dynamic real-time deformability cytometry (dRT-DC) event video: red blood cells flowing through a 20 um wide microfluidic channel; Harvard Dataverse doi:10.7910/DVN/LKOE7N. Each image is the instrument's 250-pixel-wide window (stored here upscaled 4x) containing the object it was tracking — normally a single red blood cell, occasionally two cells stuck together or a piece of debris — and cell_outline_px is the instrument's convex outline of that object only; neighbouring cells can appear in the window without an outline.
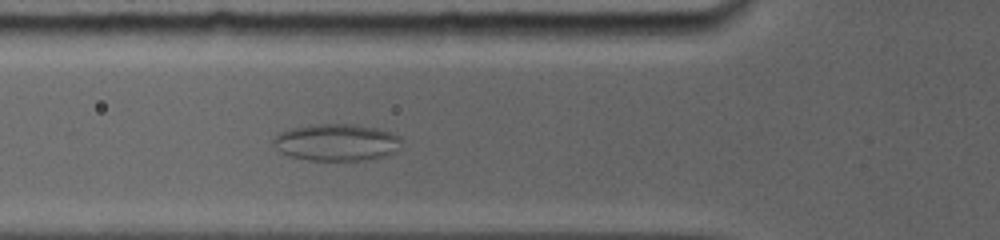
{"species": "common noctule bat (a hibernating species)", "species_latin": "Nyctalus noctula", "temperature_condition": "room temperature", "stored_images_in_passage": 21, "camera_frame_rate_fps": 5000, "um_per_image_px": 0.085, "animal": {"sex": "female", "body_mass_g": 19.0, "forearm_length_mm": 56.7}, "frame": {"image": 1, "passage_image": 5, "time_ms": 4.6, "image_size_px": [1000, 240], "cell_outline_px": [[400, 140], [396, 152], [388, 156], [364, 160], [308, 160], [288, 156], [280, 152], [272, 144], [272, 140], [280, 132], [288, 128], [312, 124], [356, 124], [376, 128], [400, 136]], "centroid_in_image_um": [28.56, 12.1], "position_along_channel_um": 97.2, "area_um2": 27.8}}
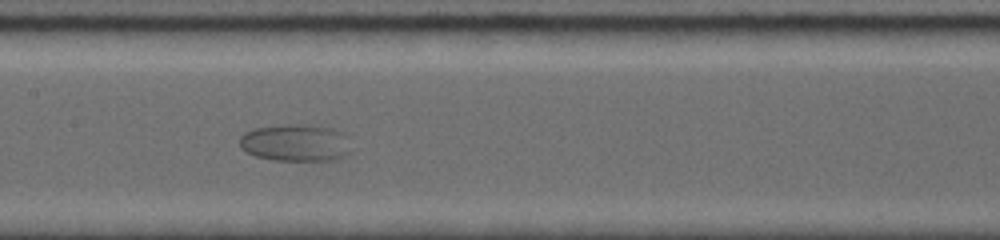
{"frame": {"image": 2, "passage_image": 7, "time_ms": 7.0, "image_size_px": [1000, 240], "cell_outline_px": [[352, 152], [332, 160], [272, 160], [256, 156], [240, 148], [240, 136], [244, 132], [256, 128], [284, 124], [312, 124], [332, 128], [348, 136]], "centroid_in_image_um": [25.14, 12.12], "position_along_channel_um": 182.3, "area_um2": 24.39}}
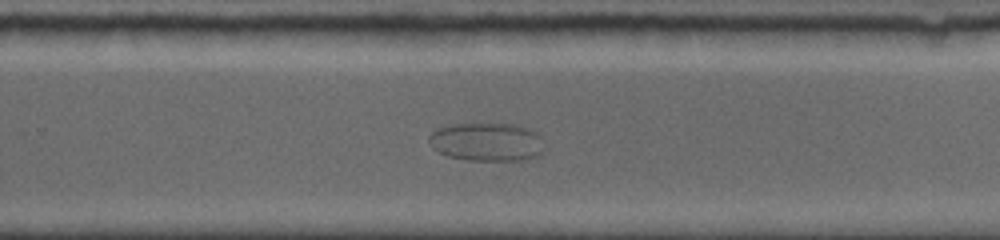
{"frame": {"image": 3, "passage_image": 10, "time_ms": 10.0, "image_size_px": [1000, 240], "cell_outline_px": [[544, 152], [536, 156], [520, 160], [468, 160], [448, 156], [432, 148], [428, 140], [428, 136], [432, 132], [440, 128], [452, 124], [516, 124], [532, 128], [540, 136], [544, 148]], "centroid_in_image_um": [41.4, 12.06], "position_along_channel_um": 288.4, "area_um2": 25.89}}